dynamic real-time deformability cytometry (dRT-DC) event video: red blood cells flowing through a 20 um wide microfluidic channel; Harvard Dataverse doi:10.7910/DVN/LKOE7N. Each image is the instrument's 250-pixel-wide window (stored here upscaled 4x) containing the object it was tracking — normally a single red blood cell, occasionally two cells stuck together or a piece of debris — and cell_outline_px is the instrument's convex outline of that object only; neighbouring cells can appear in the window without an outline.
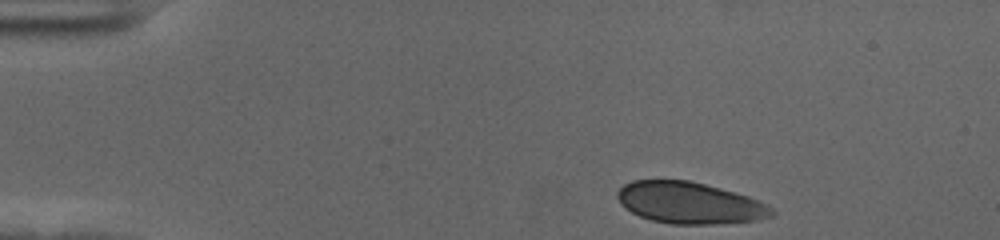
{"species": "human", "species_latin": "Homo sapiens", "temperature_condition": "cold", "stored_images_in_passage": 48, "camera_frame_rate_fps": 3000, "um_per_image_px": 0.085, "donor": {"sex": "female"}, "frame": {"image": 1, "passage_image": 1, "time_ms": 0.0, "image_size_px": [1000, 240], "cell_outline_px": [[776, 212], [772, 216], [756, 220], [716, 224], [668, 224], [652, 220], [640, 216], [624, 208], [620, 204], [616, 196], [616, 192], [624, 184], [632, 180], [688, 180], [736, 192], [748, 196], [772, 208]], "centroid_in_image_um": [58.57, 17.25], "position_along_channel_um": 26.4, "area_um2": 37.4}}
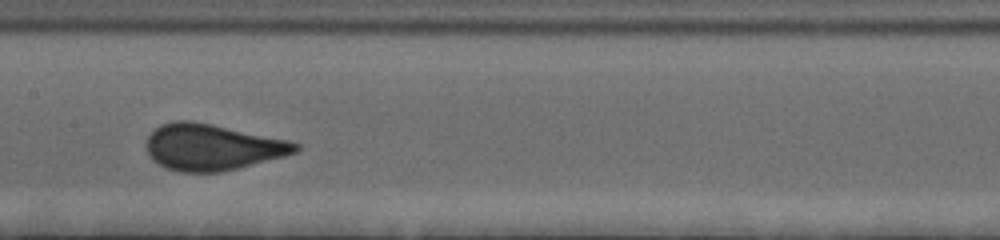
{"frame": {"image": 2, "passage_image": 21, "time_ms": 6.667, "image_size_px": [1000, 240], "cell_outline_px": [[300, 148], [296, 152], [284, 156], [220, 172], [180, 172], [164, 168], [152, 160], [148, 156], [148, 136], [160, 124], [172, 120], [192, 120], [212, 124], [288, 140], [300, 144]], "centroid_in_image_um": [18.01, 12.5], "position_along_channel_um": 189.4, "area_um2": 40.06}}
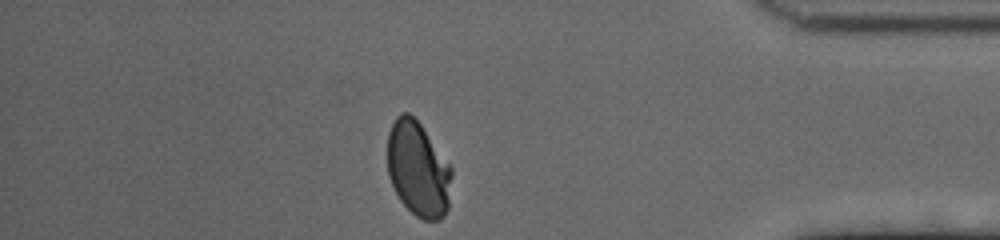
{"frame": {"image": 3, "passage_image": 41, "time_ms": 13.333, "image_size_px": [1000, 240], "cell_outline_px": [[452, 176], [448, 208], [444, 216], [440, 220], [424, 220], [416, 216], [400, 200], [388, 176], [388, 132], [396, 116], [400, 112], [408, 112], [420, 124], [452, 168]], "centroid_in_image_um": [35.54, 14.38], "position_along_channel_um": 399.7, "area_um2": 35.43}, "authors_computed_cell_mechanics": {"area_um2": 38.9572, "velocity_mm_per_s": 3.6059, "shape_relaxation_time_tau1_ms": 4.9465, "shape_relaxation_time_tau2_ms": null, "deformation_change_tau1": 0.1402, "deformation_change_tau2": null}}